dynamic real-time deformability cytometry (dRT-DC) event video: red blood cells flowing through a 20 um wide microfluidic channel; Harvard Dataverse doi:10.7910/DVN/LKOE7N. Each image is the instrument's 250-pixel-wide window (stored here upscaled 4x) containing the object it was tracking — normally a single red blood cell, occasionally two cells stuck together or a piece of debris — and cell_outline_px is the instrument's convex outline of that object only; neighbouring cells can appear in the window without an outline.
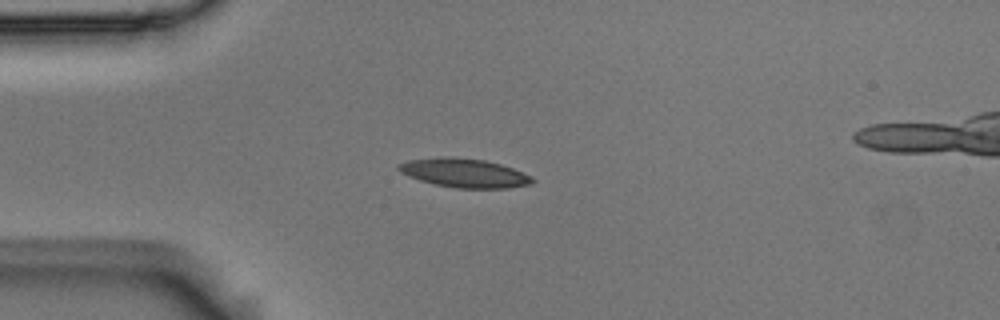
{"species": "Egyptian fruit bat (a non-hibernating species)", "species_latin": "Rousettus aegyptiacus", "temperature_condition": "room temperature", "stored_images_in_passage": 43, "segment_of_instrument_passage": [1, 2], "camera_frame_rate_fps": 3000, "um_per_image_px": 0.085, "animal": {"sex": "male"}, "frame": {"image": 1, "passage_image": 1, "time_ms": 0.0, "image_size_px": [1000, 320], "cell_outline_px": [[536, 180], [532, 184], [508, 188], [456, 188], [436, 184], [420, 180], [408, 176], [400, 172], [396, 168], [396, 164], [408, 160], [484, 160], [500, 164], [512, 168], [532, 176]], "centroid_in_image_um": [39.54, 14.76], "position_along_channel_um": 45.5, "area_um2": 21.44}}
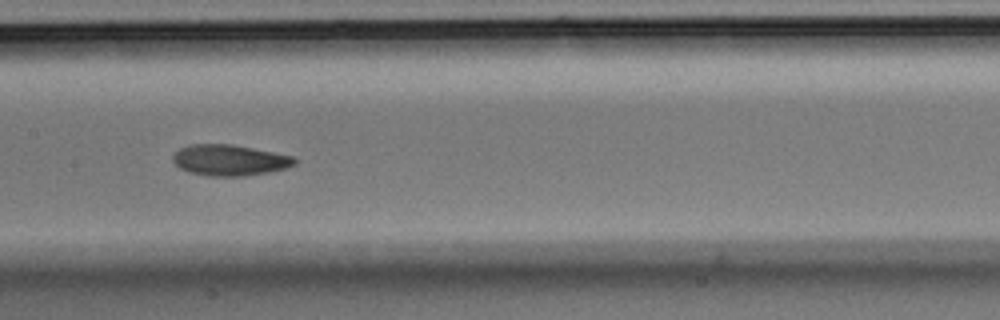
{"frame": {"image": 2, "passage_image": 14, "time_ms": 4.333, "image_size_px": [1000, 320], "cell_outline_px": [[296, 164], [284, 168], [268, 172], [244, 176], [208, 176], [188, 172], [180, 168], [172, 160], [172, 156], [180, 148], [192, 144], [232, 144], [292, 156], [296, 160]], "centroid_in_image_um": [19.48, 13.61], "position_along_channel_um": 187.9, "area_um2": 21.79}}
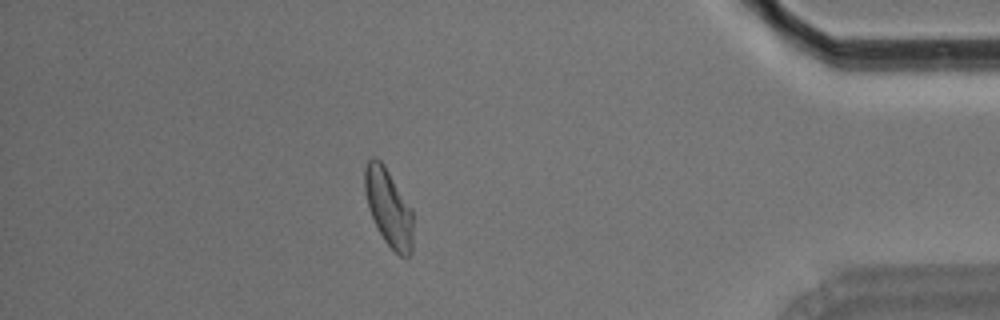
{"frame": {"image": 3, "passage_image": 35, "time_ms": 11.333, "image_size_px": [1000, 320], "cell_outline_px": [[412, 252], [408, 256], [400, 256], [384, 240], [368, 208], [364, 192], [364, 168], [368, 160], [372, 156], [376, 156], [384, 164], [412, 208]], "centroid_in_image_um": [33.01, 17.59], "position_along_channel_um": 402.2, "area_um2": 21.79}}